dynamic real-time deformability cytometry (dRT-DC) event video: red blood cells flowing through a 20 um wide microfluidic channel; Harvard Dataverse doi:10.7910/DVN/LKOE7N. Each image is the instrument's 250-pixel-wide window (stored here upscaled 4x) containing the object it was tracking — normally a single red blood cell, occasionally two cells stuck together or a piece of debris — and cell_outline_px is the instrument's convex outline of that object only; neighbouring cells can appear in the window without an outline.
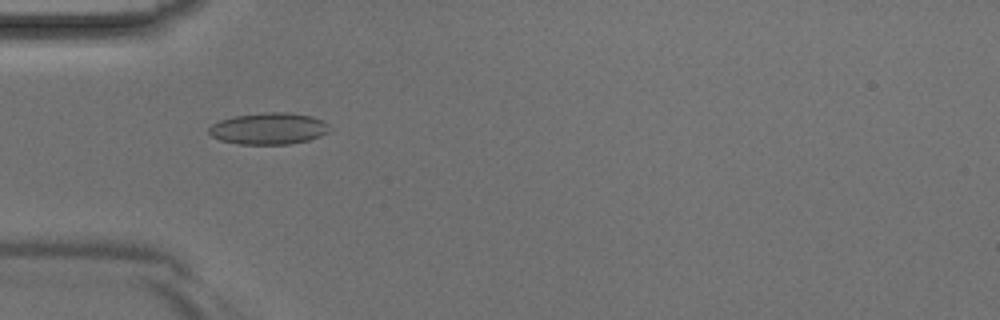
{"species": "Egyptian fruit bat (a non-hibernating species)", "species_latin": "Rousettus aegyptiacus", "temperature_condition": "room temperature", "stored_images_in_passage": 31, "camera_frame_rate_fps": 3000, "um_per_image_px": 0.085, "animal": {"sex": "male"}, "frame": {"image": 1, "passage_image": 1, "time_ms": 0.0, "image_size_px": [1000, 320], "cell_outline_px": [[332, 132], [308, 140], [288, 144], [240, 144], [220, 140], [212, 136], [208, 132], [208, 128], [212, 124], [220, 120], [236, 116], [264, 112], [288, 112], [312, 116], [328, 124]], "centroid_in_image_um": [22.86, 10.93], "position_along_channel_um": 62.1, "area_um2": 22.25}}
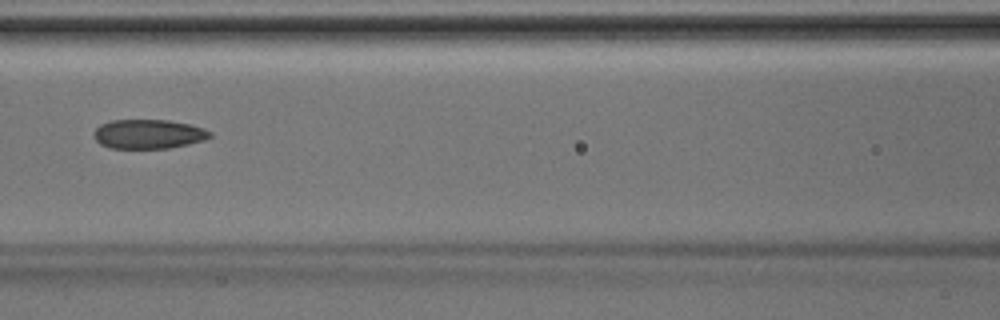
{"frame": {"image": 2, "passage_image": 7, "time_ms": 2.0, "image_size_px": [1000, 320], "cell_outline_px": [[212, 136], [204, 140], [188, 144], [168, 148], [112, 148], [100, 144], [92, 136], [92, 132], [100, 124], [112, 120], [168, 120], [192, 124], [204, 128], [212, 132]], "centroid_in_image_um": [12.62, 11.39], "position_along_channel_um": 154.0, "area_um2": 20.0}}
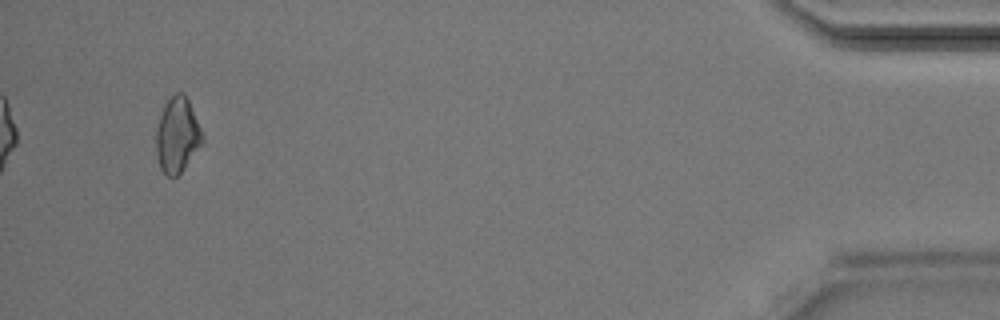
{"frame": {"image": 3, "passage_image": 29, "time_ms": 9.333, "image_size_px": [1000, 320], "cell_outline_px": [[204, 140], [184, 168], [176, 176], [168, 176], [160, 168], [156, 152], [156, 128], [164, 104], [176, 92], [184, 92], [188, 100], [204, 136]], "centroid_in_image_um": [15.06, 11.47], "position_along_channel_um": 420.1, "area_um2": 20.0}}